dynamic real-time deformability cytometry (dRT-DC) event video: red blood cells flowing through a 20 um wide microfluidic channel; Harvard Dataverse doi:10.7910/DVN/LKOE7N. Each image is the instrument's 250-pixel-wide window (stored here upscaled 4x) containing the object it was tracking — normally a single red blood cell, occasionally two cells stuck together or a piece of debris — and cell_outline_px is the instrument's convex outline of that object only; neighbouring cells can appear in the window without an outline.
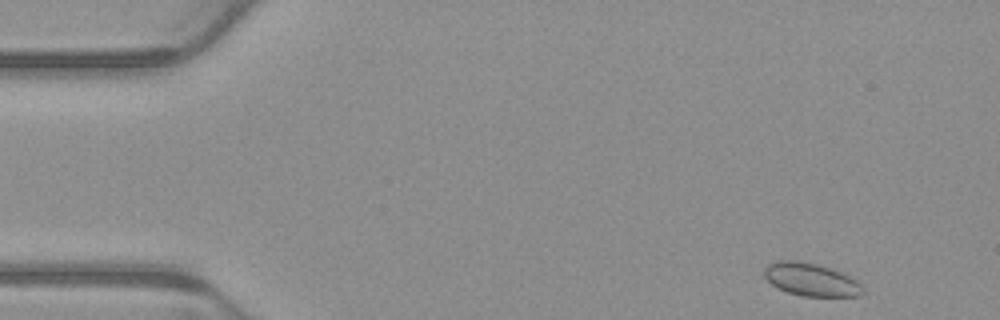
{"species": "common noctule bat (a hibernating species)", "species_latin": "Nyctalus noctula", "temperature_condition": "warm", "stored_images_in_passage": 4, "camera_frame_rate_fps": 3000, "um_per_image_px": 0.085, "animal": {"sex": "male", "body_mass_g": 23.1, "forearm_length_mm": 52.7}, "frame": {"image": 1, "passage_image": 1, "time_ms": 0.0, "image_size_px": [1000, 320], "cell_outline_px": [[864, 292], [860, 296], [800, 296], [776, 288], [764, 276], [764, 268], [768, 264], [780, 260], [796, 260], [816, 264], [840, 272], [856, 280], [864, 288]], "centroid_in_image_um": [68.91, 23.77], "position_along_channel_um": 16.1, "area_um2": 18.79}}
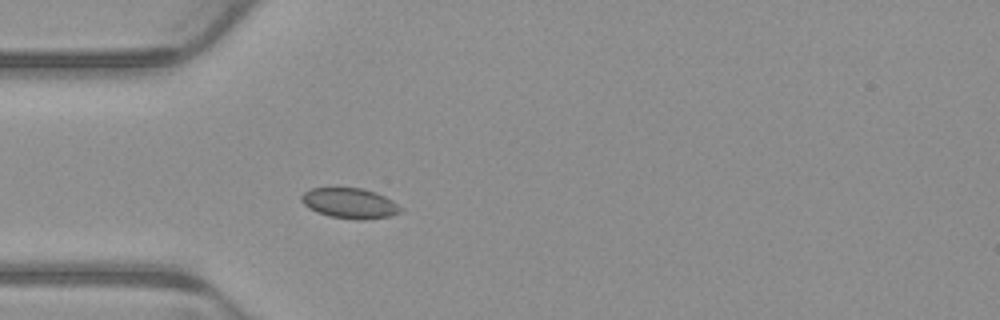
{"frame": {"image": 2, "passage_image": 4, "time_ms": 1.0, "image_size_px": [1000, 320], "cell_outline_px": [[400, 212], [388, 216], [364, 220], [356, 220], [328, 216], [316, 212], [308, 208], [300, 200], [300, 196], [304, 192], [312, 188], [360, 188], [376, 192], [392, 200], [400, 208]], "centroid_in_image_um": [29.67, 17.28], "position_along_channel_um": 55.3, "area_um2": 17.46}}